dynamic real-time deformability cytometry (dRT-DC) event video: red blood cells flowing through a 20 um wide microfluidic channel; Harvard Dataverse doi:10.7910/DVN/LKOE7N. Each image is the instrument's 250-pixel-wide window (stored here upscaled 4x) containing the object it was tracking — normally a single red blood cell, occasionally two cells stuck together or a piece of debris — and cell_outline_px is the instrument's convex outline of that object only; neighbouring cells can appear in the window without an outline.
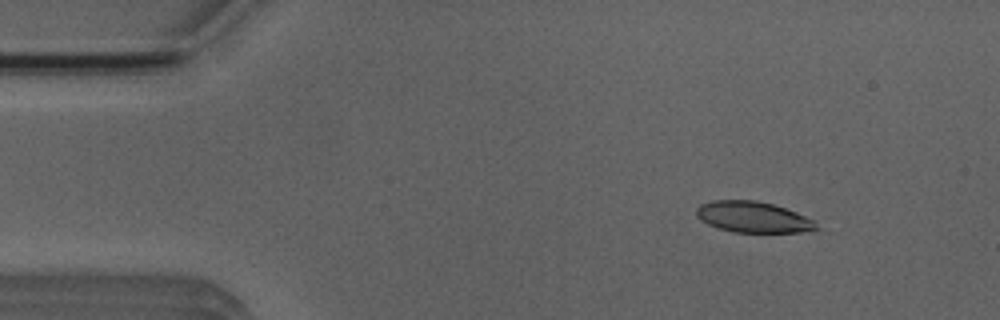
{"species": "Egyptian fruit bat (a non-hibernating species)", "species_latin": "Rousettus aegyptiacus", "temperature_condition": "room temperature", "stored_images_in_passage": 4, "camera_frame_rate_fps": 3000, "um_per_image_px": 0.085, "animal": {"sex": "male"}, "frame": {"image": 1, "passage_image": 1, "time_ms": 0.0, "image_size_px": [1000, 320], "cell_outline_px": [[820, 228], [800, 232], [732, 232], [708, 224], [700, 220], [696, 216], [696, 208], [700, 204], [712, 200], [756, 200], [772, 204], [796, 212], [812, 220]], "centroid_in_image_um": [63.96, 18.44], "position_along_channel_um": 21.0, "area_um2": 21.5}}
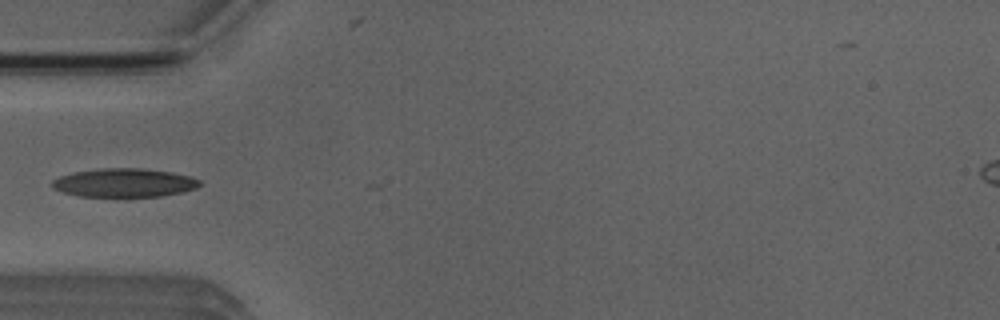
{"frame": {"image": 2, "passage_image": 4, "time_ms": 3.333, "image_size_px": [1000, 320], "cell_outline_px": [[200, 184], [196, 188], [180, 192], [160, 196], [128, 200], [80, 196], [64, 192], [52, 188], [52, 180], [60, 176], [72, 172], [96, 168], [140, 168], [172, 172], [192, 176], [200, 180]], "centroid_in_image_um": [10.54, 15.57], "position_along_channel_um": 74.5, "area_um2": 25.72}}